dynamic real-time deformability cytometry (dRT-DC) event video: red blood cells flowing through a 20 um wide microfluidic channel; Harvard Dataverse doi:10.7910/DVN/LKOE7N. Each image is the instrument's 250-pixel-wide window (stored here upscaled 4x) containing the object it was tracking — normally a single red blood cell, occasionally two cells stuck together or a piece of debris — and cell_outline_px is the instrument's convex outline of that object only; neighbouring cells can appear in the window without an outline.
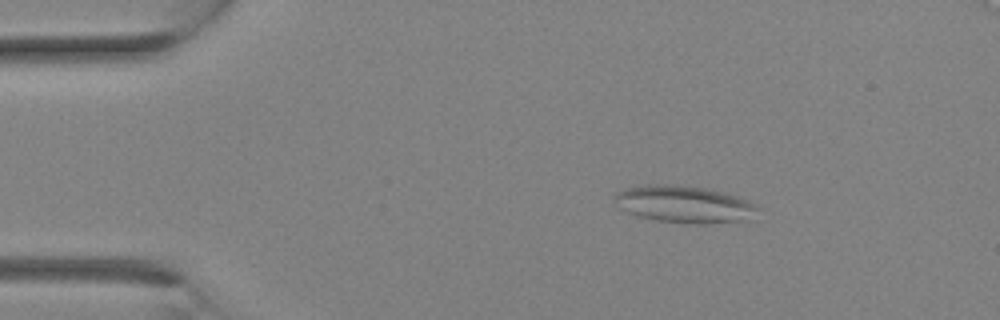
{"species": "Egyptian fruit bat (a non-hibernating species)", "species_latin": "Rousettus aegyptiacus", "temperature_condition": "room temperature", "stored_images_in_passage": 18, "camera_frame_rate_fps": 3000, "um_per_image_px": 0.085, "animal": {"sex": "female"}, "frame": {"image": 1, "passage_image": 2, "time_ms": 0.333, "image_size_px": [1000, 320], "cell_outline_px": [[764, 208], [744, 220], [712, 224], [688, 224], [656, 220], [640, 216], [628, 212], [620, 208], [616, 196], [616, 192], [628, 188], [644, 184], [676, 184], [704, 188], [724, 192], [740, 196]], "centroid_in_image_um": [58.24, 17.36], "position_along_channel_um": 26.8, "area_um2": 31.1}}
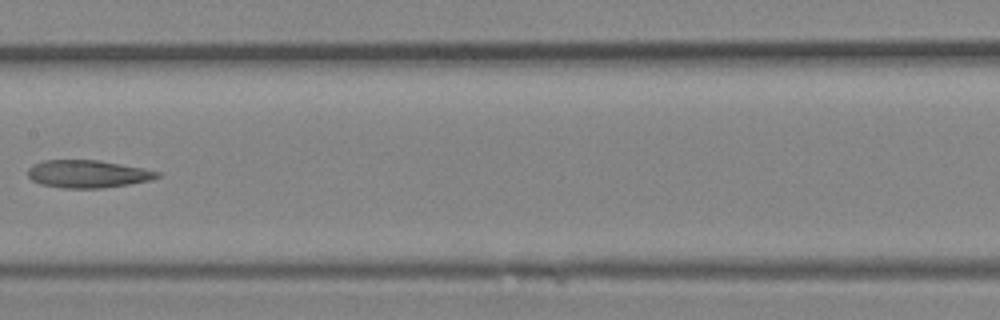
{"frame": {"image": 2, "passage_image": 12, "time_ms": 3.667, "image_size_px": [1000, 320], "cell_outline_px": [[160, 176], [152, 180], [128, 184], [100, 188], [64, 188], [40, 184], [32, 180], [28, 176], [28, 168], [32, 164], [44, 160], [100, 160], [144, 168], [160, 172]], "centroid_in_image_um": [7.45, 14.78], "position_along_channel_um": 199.9, "area_um2": 20.92}}
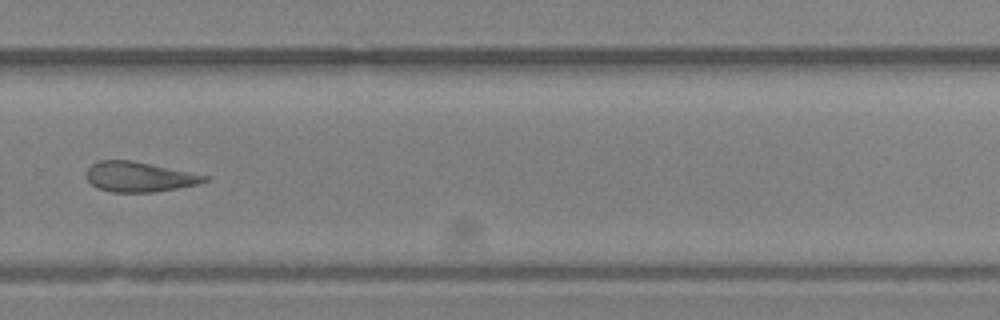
{"frame": {"image": 3, "passage_image": 17, "time_ms": 5.333, "image_size_px": [1000, 320], "cell_outline_px": [[212, 176], [208, 180], [196, 184], [156, 192], [112, 192], [96, 188], [88, 180], [84, 172], [92, 164], [100, 160], [132, 160]], "centroid_in_image_um": [11.82, 15.02], "position_along_channel_um": 318.0, "area_um2": 20.81}}